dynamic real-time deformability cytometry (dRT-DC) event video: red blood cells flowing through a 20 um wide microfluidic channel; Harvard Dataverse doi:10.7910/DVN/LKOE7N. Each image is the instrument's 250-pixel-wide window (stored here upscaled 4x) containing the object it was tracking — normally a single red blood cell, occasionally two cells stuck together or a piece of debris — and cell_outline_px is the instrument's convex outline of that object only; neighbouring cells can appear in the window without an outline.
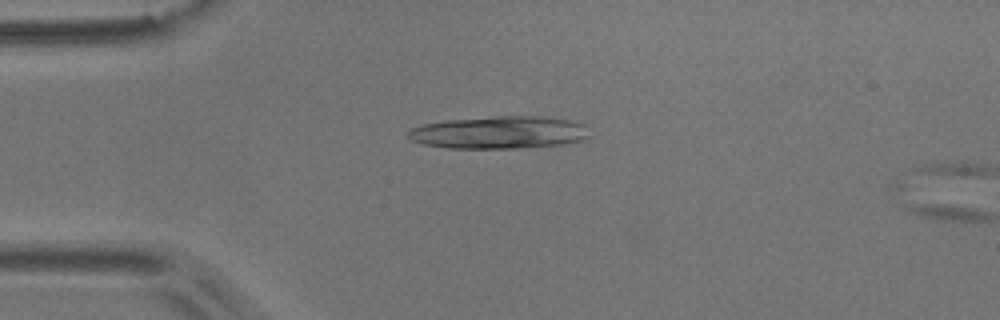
{"species": "common noctule bat (a hibernating species)", "species_latin": "Nyctalus noctula", "temperature_condition": "room temperature", "stored_images_in_passage": 14, "segment_of_instrument_passage": [1, 2], "camera_frame_rate_fps": 3000, "um_per_image_px": 0.085, "animal": {"sex": "male", "body_mass_g": 17.9}, "frame": {"image": 1, "passage_image": 12, "time_ms": 3.667, "image_size_px": [1000, 320], "cell_outline_px": [[592, 136], [588, 140], [568, 144], [528, 148], [448, 148], [424, 144], [412, 140], [404, 136], [412, 128], [424, 124], [448, 120], [496, 116], [540, 116], [576, 120], [584, 124]], "centroid_in_image_um": [42.56, 11.26], "position_along_channel_um": 42.4, "area_um2": 35.08}}